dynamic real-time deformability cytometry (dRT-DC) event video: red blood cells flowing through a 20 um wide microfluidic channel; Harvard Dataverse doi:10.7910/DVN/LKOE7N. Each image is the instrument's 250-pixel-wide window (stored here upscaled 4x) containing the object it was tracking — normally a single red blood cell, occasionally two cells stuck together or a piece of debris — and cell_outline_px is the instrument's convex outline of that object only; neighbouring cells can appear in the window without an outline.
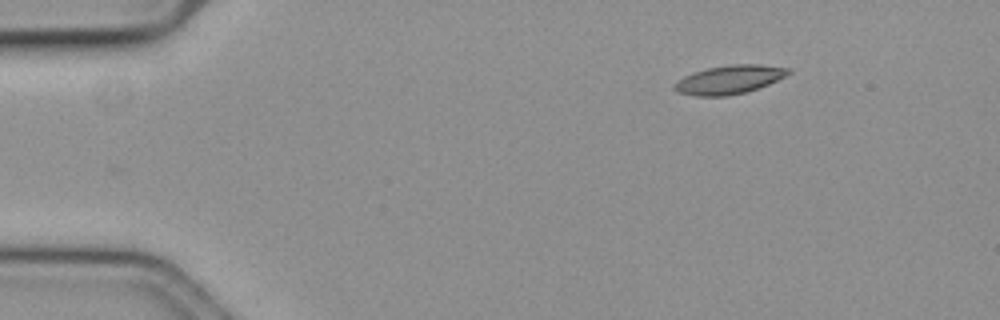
{"species": "common noctule bat (a hibernating species)", "species_latin": "Nyctalus noctula", "temperature_condition": "cold", "stored_images_in_passage": 51, "camera_frame_rate_fps": 3000, "um_per_image_px": 0.085, "animal": {"sex": "female", "body_mass_g": 19.3, "forearm_length_mm": 54.1}, "frame": {"image": 1, "passage_image": 1, "time_ms": 0.0, "image_size_px": [1000, 320], "cell_outline_px": [[792, 72], [768, 84], [748, 92], [728, 96], [696, 96], [676, 92], [672, 88], [672, 84], [676, 80], [692, 72], [708, 68], [732, 64], [760, 64], [792, 68]], "centroid_in_image_um": [61.95, 6.77], "position_along_channel_um": 23.0, "area_um2": 19.31}}
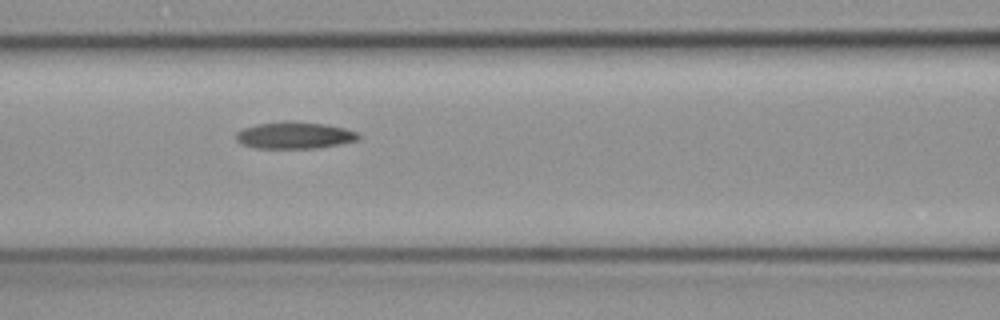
{"frame": {"image": 2, "passage_image": 18, "time_ms": 5.667, "image_size_px": [1000, 320], "cell_outline_px": [[360, 136], [356, 140], [340, 144], [316, 148], [256, 148], [244, 144], [236, 140], [236, 132], [244, 128], [256, 124], [284, 120], [288, 120], [328, 124], [360, 132]], "centroid_in_image_um": [25.05, 11.48], "position_along_channel_um": 141.5, "area_um2": 19.31}}
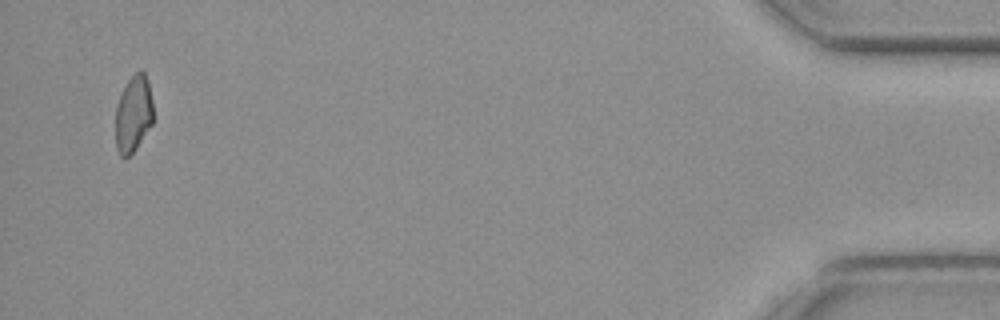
{"frame": {"image": 3, "passage_image": 49, "time_ms": 16.0, "image_size_px": [1000, 320], "cell_outline_px": [[152, 124], [136, 148], [128, 156], [120, 156], [116, 148], [116, 104], [128, 80], [140, 68], [144, 68], [148, 80], [152, 100]], "centroid_in_image_um": [11.34, 9.63], "position_along_channel_um": 423.9, "area_um2": 16.82}}